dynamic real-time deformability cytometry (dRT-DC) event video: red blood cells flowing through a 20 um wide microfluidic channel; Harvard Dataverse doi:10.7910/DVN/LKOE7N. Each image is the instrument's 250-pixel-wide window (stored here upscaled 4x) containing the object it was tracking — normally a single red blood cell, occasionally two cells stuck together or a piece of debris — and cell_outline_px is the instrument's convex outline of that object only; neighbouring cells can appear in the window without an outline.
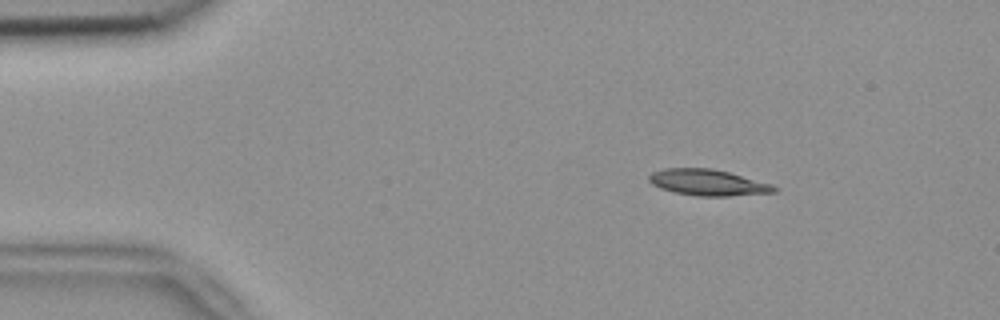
{"species": "common noctule bat (a hibernating species)", "species_latin": "Nyctalus noctula", "temperature_condition": "room temperature", "stored_images_in_passage": 47, "camera_frame_rate_fps": 3000, "um_per_image_px": 0.085, "animal": {"sex": "female", "body_mass_g": 18.4}, "frame": {"image": 1, "passage_image": 2, "time_ms": 0.333, "image_size_px": [1000, 320], "cell_outline_px": [[780, 188], [776, 192], [728, 196], [696, 196], [676, 192], [660, 188], [652, 184], [648, 180], [648, 176], [652, 172], [664, 168], [712, 168], [728, 172], [772, 184]], "centroid_in_image_um": [60.17, 15.51], "position_along_channel_um": 24.8, "area_um2": 19.07}}
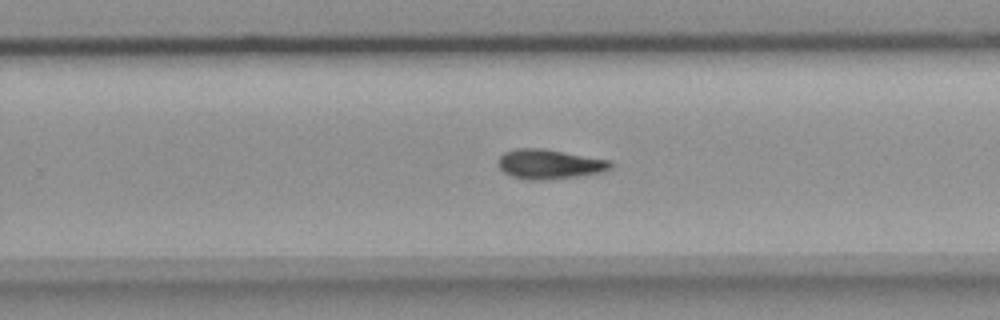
{"frame": {"image": 2, "passage_image": 28, "time_ms": 9.0, "image_size_px": [1000, 320], "cell_outline_px": [[612, 168], [604, 172], [576, 176], [540, 180], [528, 180], [512, 176], [504, 172], [500, 168], [496, 160], [504, 152], [516, 148], [544, 148], [612, 160]], "centroid_in_image_um": [46.71, 13.94], "position_along_channel_um": 283.1, "area_um2": 19.59}}
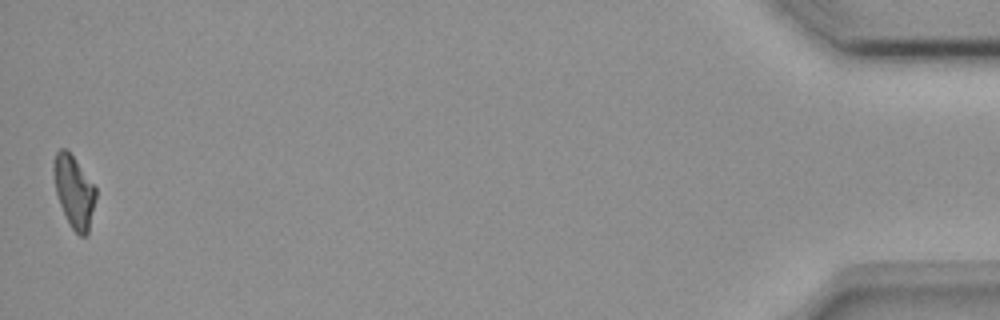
{"frame": {"image": 3, "passage_image": 47, "time_ms": 15.333, "image_size_px": [1000, 320], "cell_outline_px": [[96, 196], [88, 236], [80, 236], [72, 228], [60, 204], [56, 192], [52, 168], [52, 164], [56, 152], [60, 148], [64, 148], [72, 156], [96, 188]], "centroid_in_image_um": [6.28, 16.29], "position_along_channel_um": 428.9, "area_um2": 17.4}, "authors_computed_cell_mechanics": {"area_um2": 18.9584, "velocity_mm_per_s": 3.7782, "shape_relaxation_time_tau1_ms": 7.2565, "shape_relaxation_time_tau2_ms": null, "deformation_change_tau1": 0.1928, "deformation_change_tau2": null}}